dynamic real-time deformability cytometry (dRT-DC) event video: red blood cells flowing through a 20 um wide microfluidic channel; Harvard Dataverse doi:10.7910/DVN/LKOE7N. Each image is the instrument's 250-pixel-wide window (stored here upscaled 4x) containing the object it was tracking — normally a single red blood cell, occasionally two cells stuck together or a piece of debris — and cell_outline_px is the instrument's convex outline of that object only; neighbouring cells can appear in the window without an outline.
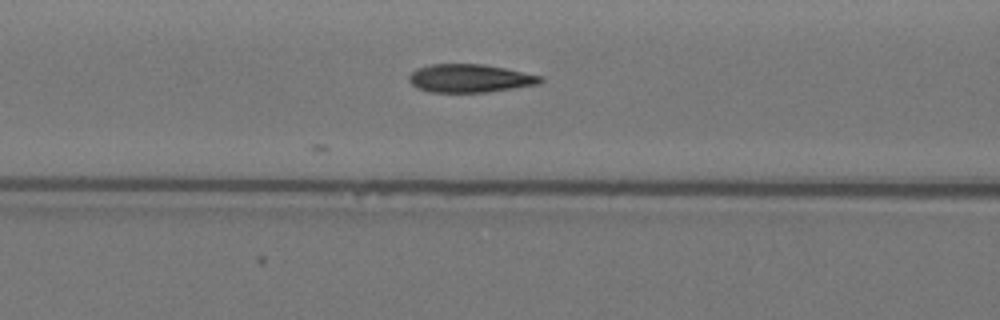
{"species": "Egyptian fruit bat (a non-hibernating species)", "species_latin": "Rousettus aegyptiacus", "temperature_condition": "warm", "stored_images_in_passage": 9, "camera_frame_rate_fps": 3000, "um_per_image_px": 0.085, "animal": {"sex": "female"}, "frame": {"image": 1, "passage_image": 9, "time_ms": 2.667, "image_size_px": [1000, 320], "cell_outline_px": [[544, 80], [540, 84], [516, 88], [488, 92], [432, 92], [416, 88], [408, 80], [408, 76], [416, 68], [432, 64], [480, 64], [504, 68], [544, 76]], "centroid_in_image_um": [39.96, 6.66], "position_along_channel_um": 126.6, "area_um2": 21.73}}